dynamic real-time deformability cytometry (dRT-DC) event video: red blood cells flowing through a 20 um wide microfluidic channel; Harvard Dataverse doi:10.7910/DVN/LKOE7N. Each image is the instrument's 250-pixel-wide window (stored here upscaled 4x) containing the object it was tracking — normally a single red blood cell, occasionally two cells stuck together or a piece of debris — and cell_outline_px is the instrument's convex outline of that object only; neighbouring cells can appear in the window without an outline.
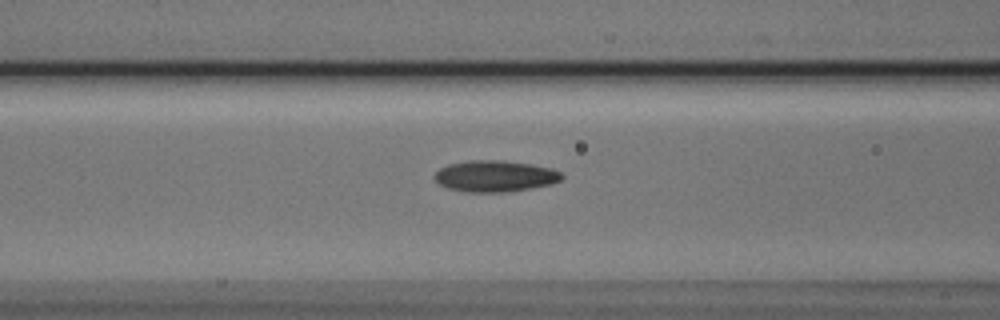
{"species": "Egyptian fruit bat (a non-hibernating species)", "species_latin": "Rousettus aegyptiacus", "temperature_condition": "cold", "stored_images_in_passage": 39, "camera_frame_rate_fps": 3000, "um_per_image_px": 0.085, "animal": {"sex": "male"}, "frame": {"image": 1, "passage_image": 15, "time_ms": 4.667, "image_size_px": [1000, 320], "cell_outline_px": [[564, 176], [560, 180], [552, 184], [532, 188], [508, 192], [468, 192], [448, 188], [440, 184], [432, 176], [440, 168], [448, 164], [468, 160], [500, 160], [528, 164], [552, 168], [560, 172]], "centroid_in_image_um": [42.07, 14.97], "position_along_channel_um": 124.5, "area_um2": 23.24}}
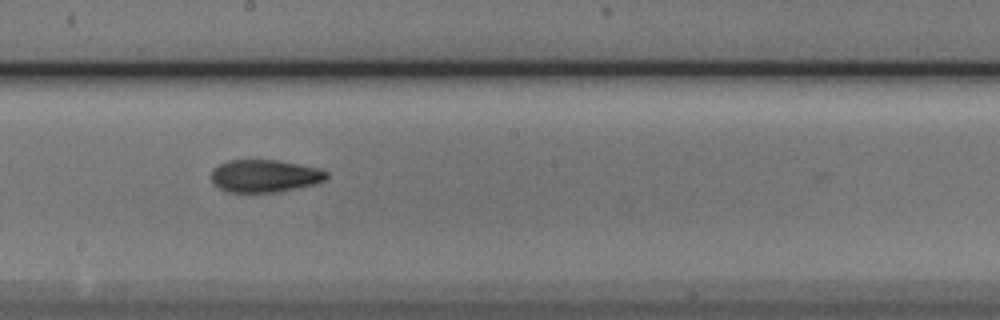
{"frame": {"image": 2, "passage_image": 23, "time_ms": 7.333, "image_size_px": [1000, 320], "cell_outline_px": [[328, 176], [324, 180], [312, 184], [276, 192], [228, 192], [212, 184], [212, 168], [228, 160], [276, 160], [320, 168], [328, 172]], "centroid_in_image_um": [22.47, 14.95], "position_along_channel_um": 225.7, "area_um2": 21.73}}
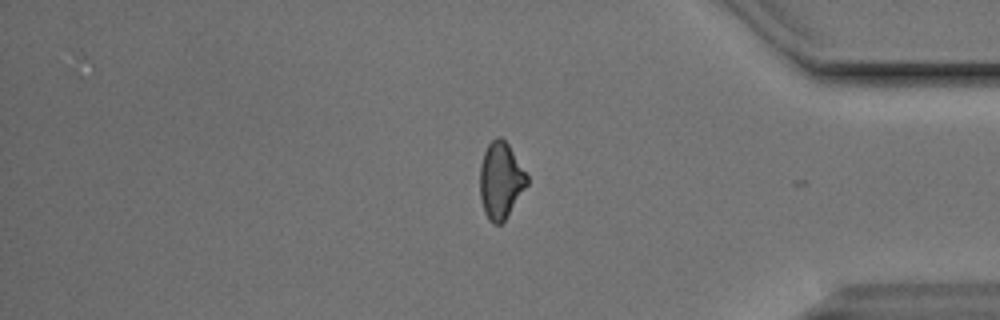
{"frame": {"image": 3, "passage_image": 38, "time_ms": 12.333, "image_size_px": [1000, 320], "cell_outline_px": [[528, 184], [504, 220], [500, 224], [492, 224], [488, 220], [484, 212], [480, 196], [480, 164], [484, 152], [488, 144], [496, 136], [500, 136], [508, 144], [528, 176]], "centroid_in_image_um": [42.54, 15.33], "position_along_channel_um": 392.7, "area_um2": 20.87}}